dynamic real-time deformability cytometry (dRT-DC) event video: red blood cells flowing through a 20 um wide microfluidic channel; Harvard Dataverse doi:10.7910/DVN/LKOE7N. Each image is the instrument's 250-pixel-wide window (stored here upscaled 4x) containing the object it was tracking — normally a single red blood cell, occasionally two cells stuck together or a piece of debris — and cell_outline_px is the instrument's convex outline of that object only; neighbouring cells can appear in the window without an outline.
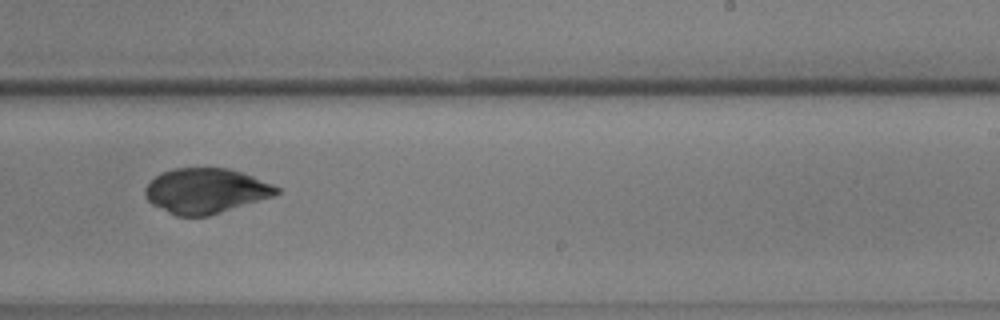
{"species": "common noctule bat (a hibernating species)", "species_latin": "Nyctalus noctula", "temperature_condition": "warm", "stored_images_in_passage": 56, "camera_frame_rate_fps": 3000, "um_per_image_px": 0.085, "animal": {"sex": "male", "body_mass_g": 17.9, "forearm_length_mm": 54.2}, "frame": {"image": 1, "passage_image": 36, "time_ms": 11.667, "image_size_px": [1000, 320], "cell_outline_px": [[280, 192], [272, 196], [208, 216], [176, 216], [152, 204], [144, 196], [144, 188], [156, 176], [172, 168], [228, 168], [252, 176], [272, 184], [280, 188]], "centroid_in_image_um": [17.46, 16.22], "position_along_channel_um": 271.5, "area_um2": 34.16}}